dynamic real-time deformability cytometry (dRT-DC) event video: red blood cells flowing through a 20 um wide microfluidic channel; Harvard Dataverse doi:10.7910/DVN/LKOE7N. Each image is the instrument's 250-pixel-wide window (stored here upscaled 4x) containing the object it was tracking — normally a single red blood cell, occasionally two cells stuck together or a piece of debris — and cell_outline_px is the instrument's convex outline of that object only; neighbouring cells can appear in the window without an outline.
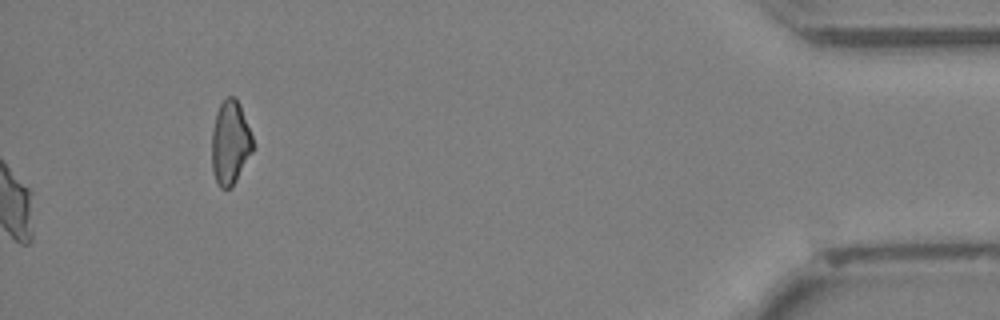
{"species": "Egyptian fruit bat (a non-hibernating species)", "species_latin": "Rousettus aegyptiacus", "temperature_condition": "cold", "stored_images_in_passage": 43, "camera_frame_rate_fps": 3000, "um_per_image_px": 0.085, "animal": {"sex": "female"}, "frame": {"image": 1, "passage_image": 43, "time_ms": 14.0, "image_size_px": [1000, 320], "cell_outline_px": [[252, 152], [232, 188], [220, 188], [216, 180], [212, 168], [212, 132], [216, 112], [220, 104], [228, 96], [232, 96], [240, 104], [252, 136]], "centroid_in_image_um": [19.56, 12.14], "position_along_channel_um": 415.6, "area_um2": 19.83}}